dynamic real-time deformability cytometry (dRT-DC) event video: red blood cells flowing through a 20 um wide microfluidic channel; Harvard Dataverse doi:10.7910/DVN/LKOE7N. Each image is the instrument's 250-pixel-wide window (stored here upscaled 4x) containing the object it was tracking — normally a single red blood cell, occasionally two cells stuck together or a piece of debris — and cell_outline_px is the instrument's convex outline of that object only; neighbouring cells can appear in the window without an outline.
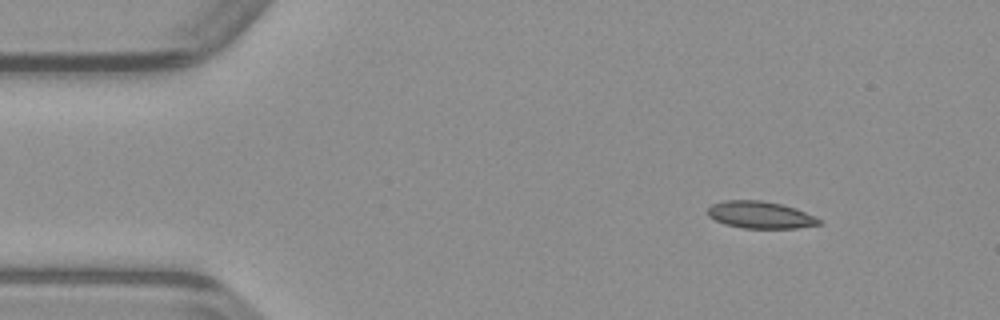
{"species": "common noctule bat (a hibernating species)", "species_latin": "Nyctalus noctula", "temperature_condition": "warm", "stored_images_in_passage": 44, "camera_frame_rate_fps": 3000, "um_per_image_px": 0.085, "animal": {"sex": "male", "body_mass_g": 23.1, "forearm_length_mm": 52.7}, "frame": {"image": 1, "passage_image": 1, "time_ms": 0.0, "image_size_px": [1000, 320], "cell_outline_px": [[824, 224], [796, 228], [744, 228], [724, 224], [708, 216], [708, 208], [712, 204], [724, 200], [760, 200], [780, 204], [796, 208], [816, 216], [824, 220]], "centroid_in_image_um": [64.68, 18.27], "position_along_channel_um": 20.3, "area_um2": 17.74}}
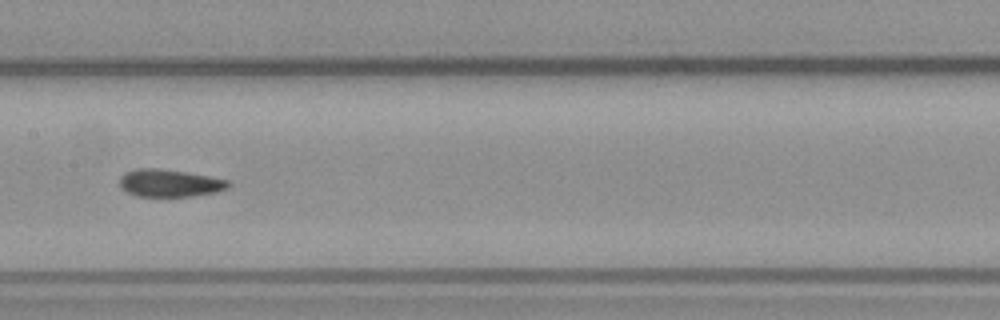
{"frame": {"image": 2, "passage_image": 19, "time_ms": 6.0, "image_size_px": [1000, 320], "cell_outline_px": [[232, 184], [228, 188], [216, 192], [192, 196], [136, 196], [128, 192], [120, 184], [120, 176], [136, 168], [160, 168], [208, 176], [228, 180]], "centroid_in_image_um": [14.45, 15.56], "position_along_channel_um": 193.0, "area_um2": 17.22}}
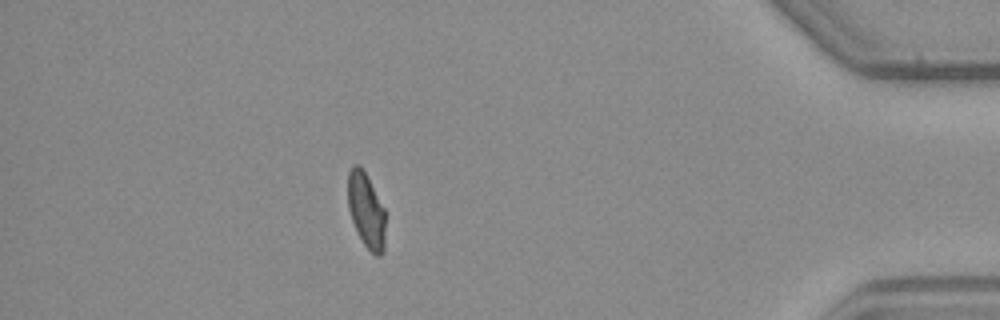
{"frame": {"image": 3, "passage_image": 38, "time_ms": 12.333, "image_size_px": [1000, 320], "cell_outline_px": [[384, 252], [380, 256], [376, 256], [364, 244], [356, 232], [348, 208], [348, 172], [352, 164], [360, 164], [384, 208]], "centroid_in_image_um": [31.1, 17.88], "position_along_channel_um": 404.1, "area_um2": 16.3}}